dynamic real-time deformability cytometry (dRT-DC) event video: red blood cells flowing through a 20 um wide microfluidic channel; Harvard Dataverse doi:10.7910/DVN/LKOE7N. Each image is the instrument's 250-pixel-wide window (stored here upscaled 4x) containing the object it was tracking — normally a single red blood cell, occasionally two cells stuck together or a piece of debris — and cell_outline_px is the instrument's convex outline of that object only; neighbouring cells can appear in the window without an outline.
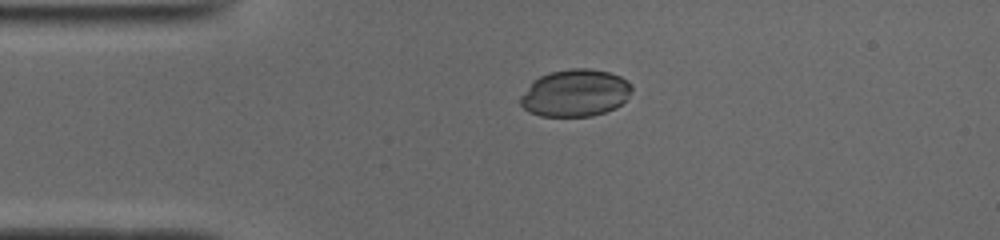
{"species": "common noctule bat (a hibernating species)", "species_latin": "Nyctalus noctula", "temperature_condition": "cold", "stored_images_in_passage": 41, "camera_frame_rate_fps": 3000, "um_per_image_px": 0.085, "animal": {"sex": "male", "body_mass_g": 19.0, "forearm_length_mm": 50.8}, "frame": {"image": 1, "passage_image": 1, "time_ms": 0.0, "image_size_px": [1000, 240], "cell_outline_px": [[632, 88], [628, 96], [616, 108], [592, 116], [540, 116], [528, 112], [520, 104], [520, 96], [540, 76], [552, 72], [572, 68], [588, 68], [608, 72], [620, 76], [632, 84]], "centroid_in_image_um": [48.91, 7.91], "position_along_channel_um": 36.1, "area_um2": 30.35}}
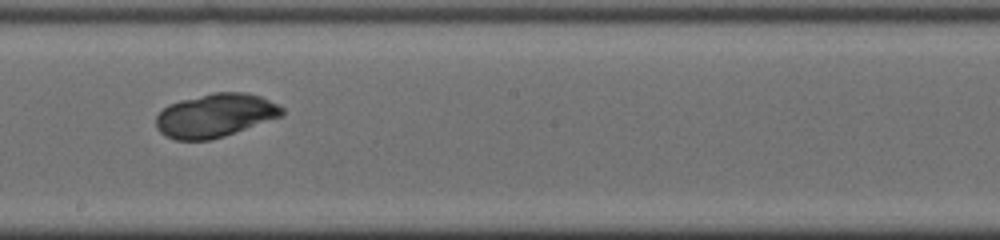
{"frame": {"image": 2, "passage_image": 18, "time_ms": 5.667, "image_size_px": [1000, 240], "cell_outline_px": [[284, 112], [280, 116], [224, 136], [212, 140], [176, 140], [164, 136], [156, 128], [156, 116], [168, 104], [180, 100], [212, 92], [244, 92], [260, 96], [284, 108]], "centroid_in_image_um": [18.24, 9.81], "position_along_channel_um": 230.0, "area_um2": 31.85}}
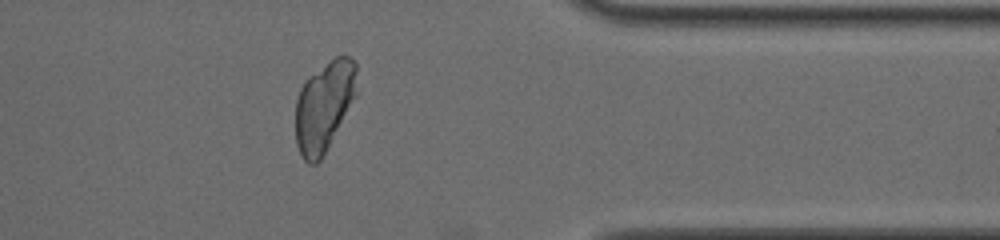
{"frame": {"image": 3, "passage_image": 31, "time_ms": 10.0, "image_size_px": [1000, 240], "cell_outline_px": [[360, 92], [320, 160], [316, 164], [308, 164], [304, 160], [296, 144], [296, 100], [300, 88], [304, 80], [308, 76], [336, 56], [348, 56], [356, 64]], "centroid_in_image_um": [27.59, 9.0], "position_along_channel_um": 383.8, "area_um2": 32.71}}